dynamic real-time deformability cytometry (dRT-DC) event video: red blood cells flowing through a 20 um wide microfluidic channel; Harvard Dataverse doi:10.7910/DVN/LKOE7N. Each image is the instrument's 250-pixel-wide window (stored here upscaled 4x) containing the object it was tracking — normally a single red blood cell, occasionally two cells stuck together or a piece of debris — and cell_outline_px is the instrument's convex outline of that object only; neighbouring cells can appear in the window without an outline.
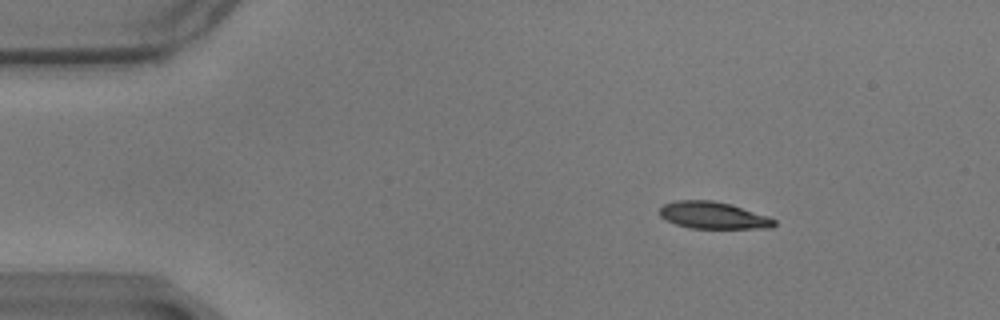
{"species": "common noctule bat (a hibernating species)", "species_latin": "Nyctalus noctula", "temperature_condition": "warm", "stored_images_in_passage": 51, "camera_frame_rate_fps": 3000, "um_per_image_px": 0.085, "animal": {"sex": "male", "body_mass_g": 17.9}, "frame": {"image": 1, "passage_image": 1, "time_ms": 0.0, "image_size_px": [1000, 320], "cell_outline_px": [[776, 224], [772, 228], [688, 228], [664, 220], [660, 216], [660, 208], [664, 204], [676, 200], [712, 200], [732, 204], [768, 216], [776, 220]], "centroid_in_image_um": [60.62, 18.3], "position_along_channel_um": 24.4, "area_um2": 18.15}}
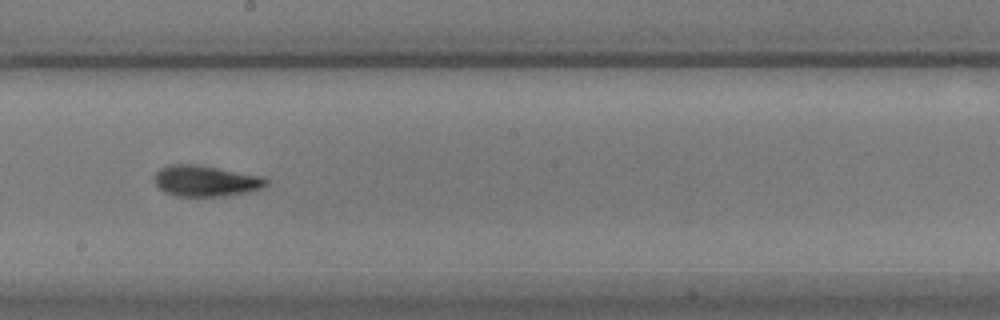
{"frame": {"image": 2, "passage_image": 25, "time_ms": 8.0, "image_size_px": [1000, 320], "cell_outline_px": [[268, 184], [260, 188], [248, 192], [224, 196], [176, 196], [164, 192], [152, 180], [156, 172], [160, 168], [168, 164], [196, 164], [260, 176], [268, 180]], "centroid_in_image_um": [17.42, 15.38], "position_along_channel_um": 230.8, "area_um2": 20.11}}
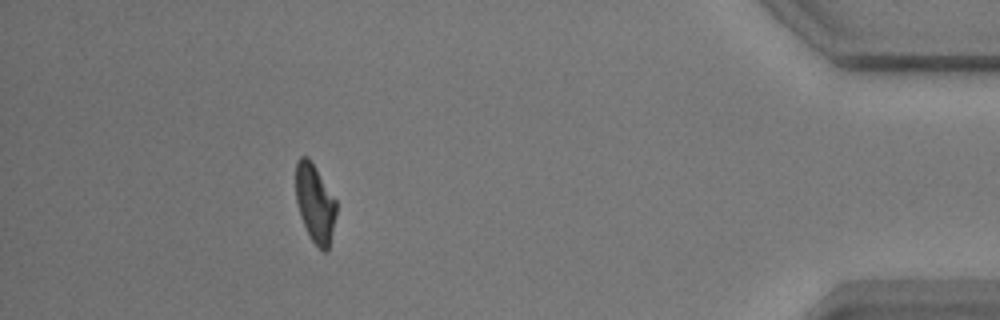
{"frame": {"image": 3, "passage_image": 45, "time_ms": 14.667, "image_size_px": [1000, 320], "cell_outline_px": [[336, 212], [328, 252], [324, 252], [312, 240], [300, 216], [296, 200], [296, 160], [300, 156], [308, 156], [316, 168], [336, 200]], "centroid_in_image_um": [26.77, 17.25], "position_along_channel_um": 408.4, "area_um2": 18.26}, "authors_computed_cell_mechanics": {"area_um2": 19.1896, "velocity_mm_per_s": 3.4572, "shape_relaxation_time_tau1_ms": 4.2571, "shape_relaxation_time_tau2_ms": 2.1075, "deformation_change_tau1": 0.1772, "deformation_change_tau2": 0.0755}}